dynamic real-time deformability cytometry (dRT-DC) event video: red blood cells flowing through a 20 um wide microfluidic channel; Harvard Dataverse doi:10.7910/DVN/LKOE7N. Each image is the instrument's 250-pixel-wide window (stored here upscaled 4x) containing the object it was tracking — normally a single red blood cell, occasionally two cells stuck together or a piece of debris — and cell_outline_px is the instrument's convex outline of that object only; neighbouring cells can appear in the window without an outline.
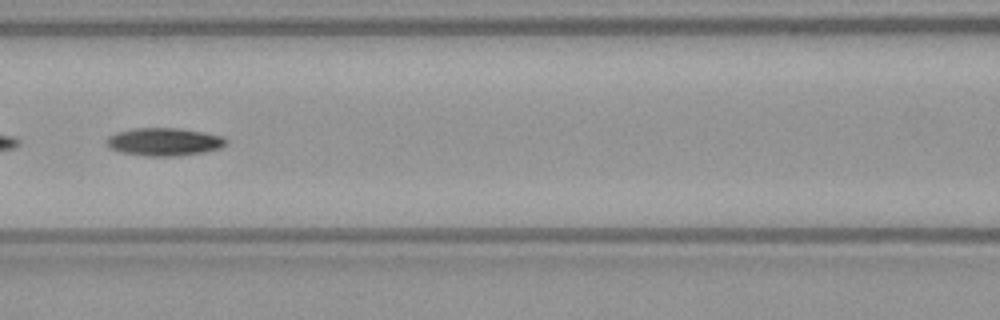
{"species": "common noctule bat (a hibernating species)", "species_latin": "Nyctalus noctula", "temperature_condition": "warm", "stored_images_in_passage": 45, "camera_frame_rate_fps": 3000, "um_per_image_px": 0.085, "animal": {"sex": "female", "body_mass_g": 21.9}, "frame": {"image": 1, "passage_image": 19, "time_ms": 6.0, "image_size_px": [1000, 320], "cell_outline_px": [[228, 144], [220, 148], [204, 152], [176, 156], [148, 156], [120, 152], [108, 148], [108, 136], [116, 132], [136, 128], [176, 128], [204, 132], [220, 136]], "centroid_in_image_um": [13.93, 12.06], "position_along_channel_um": 152.7, "area_um2": 19.25}, "authors_computed_cell_mechanics": {"area_um2": 19.074, "velocity_mm_per_s": 3.8524, "shape_relaxation_time_tau1_ms": 6.3728, "shape_relaxation_time_tau2_ms": null, "deformation_change_tau1": 0.2038, "deformation_change_tau2": null}}